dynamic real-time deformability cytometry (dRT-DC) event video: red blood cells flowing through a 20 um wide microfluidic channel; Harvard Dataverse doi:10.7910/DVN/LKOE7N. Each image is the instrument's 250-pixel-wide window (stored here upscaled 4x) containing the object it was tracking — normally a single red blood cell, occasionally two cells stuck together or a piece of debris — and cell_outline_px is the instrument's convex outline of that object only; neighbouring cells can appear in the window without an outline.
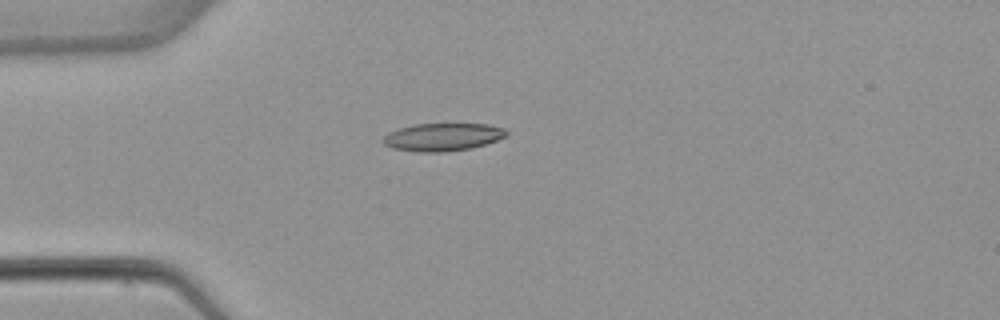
{"species": "common noctule bat (a hibernating species)", "species_latin": "Nyctalus noctula", "temperature_condition": "warm", "stored_images_in_passage": 1, "camera_frame_rate_fps": 3000, "um_per_image_px": 0.085, "animal": {"sex": "female", "body_mass_g": 22.7, "forearm_length_mm": 54.2}, "frame": {"image": 1, "passage_image": 1, "time_ms": 0.0, "image_size_px": [1000, 320], "cell_outline_px": [[508, 136], [472, 148], [448, 152], [420, 152], [392, 148], [384, 144], [380, 140], [388, 132], [412, 124], [488, 124], [504, 128], [508, 132]], "centroid_in_image_um": [37.62, 11.65], "position_along_channel_um": 47.4, "area_um2": 20.11}}